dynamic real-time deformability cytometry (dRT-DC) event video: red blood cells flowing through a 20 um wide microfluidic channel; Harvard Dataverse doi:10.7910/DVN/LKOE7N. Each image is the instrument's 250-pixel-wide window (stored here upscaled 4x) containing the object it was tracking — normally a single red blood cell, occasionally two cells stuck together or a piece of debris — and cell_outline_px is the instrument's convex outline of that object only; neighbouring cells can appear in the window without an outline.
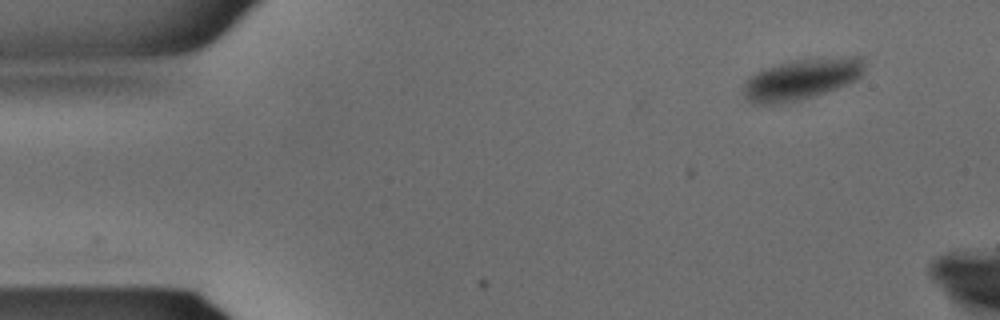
{"species": "common noctule bat (a hibernating species)", "species_latin": "Nyctalus noctula", "temperature_condition": "warm", "stored_images_in_passage": 7, "camera_frame_rate_fps": 3000, "um_per_image_px": 0.085, "animal": {"sex": "male", "body_mass_g": 15.6}, "frame": {"image": 1, "passage_image": 2, "time_ms": 0.333, "image_size_px": [1000, 320], "cell_outline_px": [[864, 72], [856, 80], [848, 84], [816, 96], [800, 100], [776, 104], [752, 104], [744, 96], [744, 84], [760, 68], [788, 60], [848, 56], [864, 56]], "centroid_in_image_um": [68.15, 6.71], "position_along_channel_um": 16.8, "area_um2": 29.42}}